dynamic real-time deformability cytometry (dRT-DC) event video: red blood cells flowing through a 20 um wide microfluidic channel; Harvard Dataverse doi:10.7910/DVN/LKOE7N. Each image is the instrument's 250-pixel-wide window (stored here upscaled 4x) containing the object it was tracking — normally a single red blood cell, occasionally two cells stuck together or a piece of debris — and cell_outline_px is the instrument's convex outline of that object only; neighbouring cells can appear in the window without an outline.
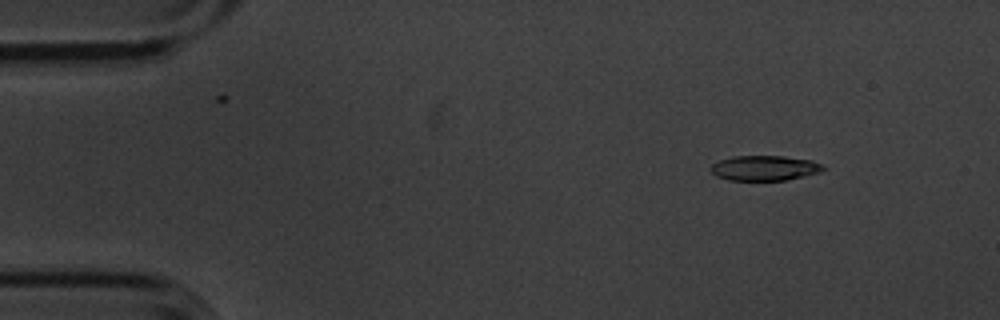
{"species": "common noctule bat (a hibernating species)", "species_latin": "Nyctalus noctula", "temperature_condition": "cold", "stored_images_in_passage": 10, "camera_frame_rate_fps": 3000, "um_per_image_px": 0.085, "animal": {"sex": "male", "body_mass_g": 20.1, "forearm_length_mm": 53.5}, "frame": {"image": 1, "passage_image": 2, "time_ms": 0.333, "image_size_px": [1000, 320], "cell_outline_px": [[828, 168], [820, 172], [784, 180], [728, 180], [716, 176], [708, 168], [712, 164], [720, 160], [732, 156], [784, 156], [812, 160], [824, 164]], "centroid_in_image_um": [65.0, 14.27], "position_along_channel_um": 20.0, "area_um2": 16.53}}
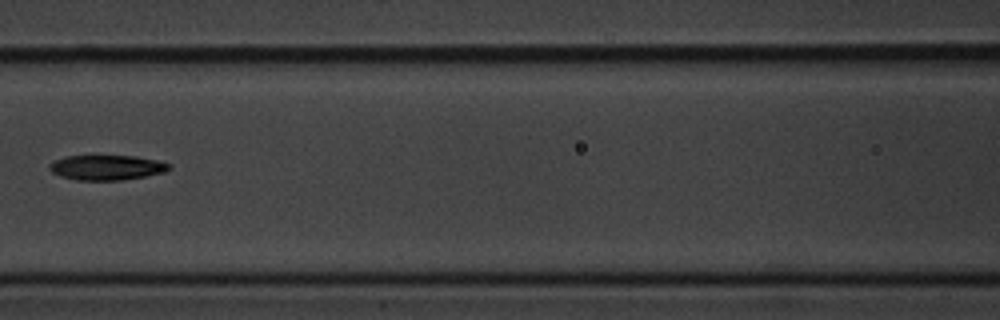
{"frame": {"image": 2, "passage_image": 7, "time_ms": 2.0, "image_size_px": [1000, 320], "cell_outline_px": [[172, 168], [164, 172], [144, 176], [120, 180], [76, 180], [60, 176], [52, 172], [48, 168], [48, 164], [52, 160], [64, 156], [92, 152], [136, 156], [156, 160], [172, 164]], "centroid_in_image_um": [8.99, 14.17], "position_along_channel_um": 157.6, "area_um2": 18.55}}
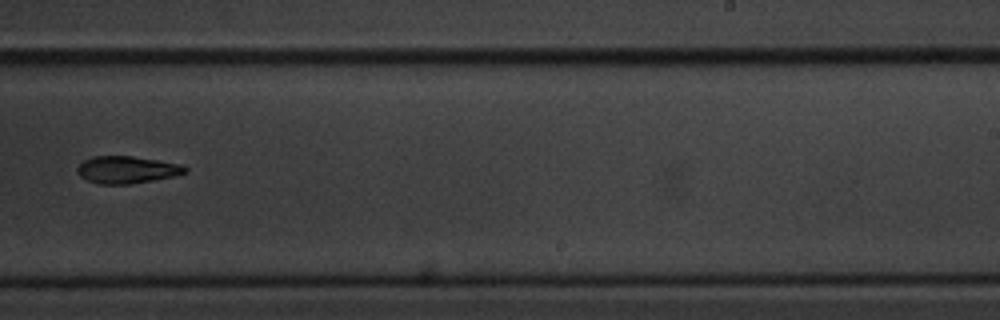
{"frame": {"image": 3, "passage_image": 10, "time_ms": 3.0, "image_size_px": [1000, 320], "cell_outline_px": [[188, 172], [172, 176], [152, 180], [128, 184], [100, 184], [88, 180], [80, 176], [76, 172], [76, 168], [84, 160], [92, 156], [132, 156], [180, 164], [188, 168]], "centroid_in_image_um": [10.75, 14.42], "position_along_channel_um": 278.2, "area_um2": 16.94}}